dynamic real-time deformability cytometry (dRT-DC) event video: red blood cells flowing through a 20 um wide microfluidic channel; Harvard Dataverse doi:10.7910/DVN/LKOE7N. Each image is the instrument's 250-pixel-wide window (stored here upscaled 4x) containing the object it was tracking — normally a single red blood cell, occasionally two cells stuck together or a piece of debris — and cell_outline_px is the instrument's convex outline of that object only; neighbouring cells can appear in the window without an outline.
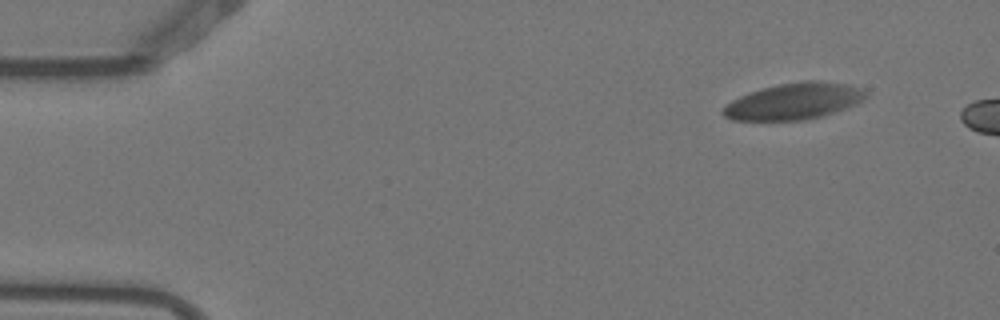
{"species": "Egyptian fruit bat (a non-hibernating species)", "species_latin": "Rousettus aegyptiacus", "temperature_condition": "warm", "stored_images_in_passage": 3, "camera_frame_rate_fps": 3000, "um_per_image_px": 0.085, "animal": {"sex": "female"}, "frame": {"image": 1, "passage_image": 1, "time_ms": 0.0, "image_size_px": [1000, 320], "cell_outline_px": [[868, 96], [864, 100], [856, 104], [820, 116], [804, 120], [732, 120], [724, 116], [720, 112], [724, 104], [748, 92], [780, 84], [808, 80], [816, 80], [848, 84], [860, 88], [868, 92]], "centroid_in_image_um": [67.46, 8.6], "position_along_channel_um": 17.5, "area_um2": 30.23}}